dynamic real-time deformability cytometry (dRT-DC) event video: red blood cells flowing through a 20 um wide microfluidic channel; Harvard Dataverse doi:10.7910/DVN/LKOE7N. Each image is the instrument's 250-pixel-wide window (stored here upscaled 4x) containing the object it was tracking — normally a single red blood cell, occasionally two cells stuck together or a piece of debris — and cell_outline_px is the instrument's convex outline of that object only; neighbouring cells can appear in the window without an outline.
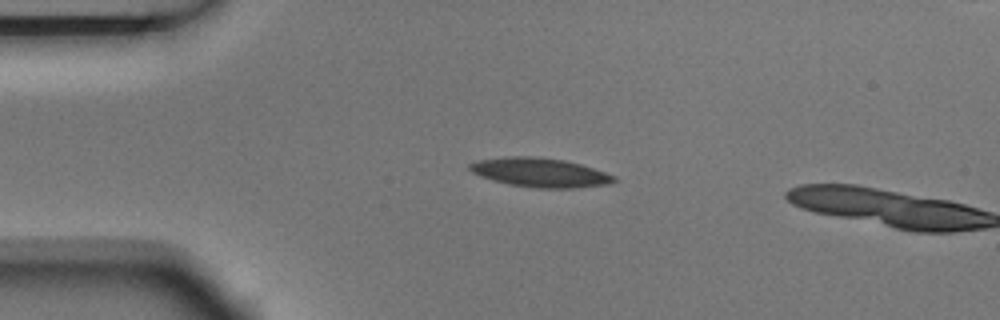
{"species": "Egyptian fruit bat (a non-hibernating species)", "species_latin": "Rousettus aegyptiacus", "temperature_condition": "room temperature", "stored_images_in_passage": 3, "camera_frame_rate_fps": 3000, "um_per_image_px": 0.085, "animal": {"sex": "male"}, "frame": {"image": 1, "passage_image": 2, "time_ms": 0.333, "image_size_px": [1000, 320], "cell_outline_px": [[616, 180], [608, 184], [572, 188], [540, 188], [508, 184], [492, 180], [480, 176], [472, 172], [468, 168], [468, 164], [476, 160], [508, 156], [532, 156], [564, 160], [580, 164], [616, 176]], "centroid_in_image_um": [45.85, 14.65], "position_along_channel_um": 39.1, "area_um2": 24.39}}